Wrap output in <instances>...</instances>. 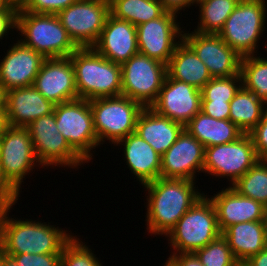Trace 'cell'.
I'll return each mask as SVG.
<instances>
[{
    "label": "cell",
    "mask_w": 267,
    "mask_h": 266,
    "mask_svg": "<svg viewBox=\"0 0 267 266\" xmlns=\"http://www.w3.org/2000/svg\"><path fill=\"white\" fill-rule=\"evenodd\" d=\"M18 266H61V253L15 254L12 256Z\"/></svg>",
    "instance_id": "37"
},
{
    "label": "cell",
    "mask_w": 267,
    "mask_h": 266,
    "mask_svg": "<svg viewBox=\"0 0 267 266\" xmlns=\"http://www.w3.org/2000/svg\"><path fill=\"white\" fill-rule=\"evenodd\" d=\"M38 161L44 166L77 168L86 163L59 132L54 112L32 121L27 126Z\"/></svg>",
    "instance_id": "13"
},
{
    "label": "cell",
    "mask_w": 267,
    "mask_h": 266,
    "mask_svg": "<svg viewBox=\"0 0 267 266\" xmlns=\"http://www.w3.org/2000/svg\"><path fill=\"white\" fill-rule=\"evenodd\" d=\"M193 180L160 177L143 185L148 191L146 219L150 234L166 236L178 220L200 199ZM195 186V187H194Z\"/></svg>",
    "instance_id": "1"
},
{
    "label": "cell",
    "mask_w": 267,
    "mask_h": 266,
    "mask_svg": "<svg viewBox=\"0 0 267 266\" xmlns=\"http://www.w3.org/2000/svg\"><path fill=\"white\" fill-rule=\"evenodd\" d=\"M7 126L6 111H0V136L4 133Z\"/></svg>",
    "instance_id": "48"
},
{
    "label": "cell",
    "mask_w": 267,
    "mask_h": 266,
    "mask_svg": "<svg viewBox=\"0 0 267 266\" xmlns=\"http://www.w3.org/2000/svg\"><path fill=\"white\" fill-rule=\"evenodd\" d=\"M20 195L5 181L0 170V209L13 206Z\"/></svg>",
    "instance_id": "41"
},
{
    "label": "cell",
    "mask_w": 267,
    "mask_h": 266,
    "mask_svg": "<svg viewBox=\"0 0 267 266\" xmlns=\"http://www.w3.org/2000/svg\"><path fill=\"white\" fill-rule=\"evenodd\" d=\"M77 0H20L18 11L57 15Z\"/></svg>",
    "instance_id": "36"
},
{
    "label": "cell",
    "mask_w": 267,
    "mask_h": 266,
    "mask_svg": "<svg viewBox=\"0 0 267 266\" xmlns=\"http://www.w3.org/2000/svg\"><path fill=\"white\" fill-rule=\"evenodd\" d=\"M204 154L205 147L184 129L161 156L160 177L195 181L197 172H203Z\"/></svg>",
    "instance_id": "17"
},
{
    "label": "cell",
    "mask_w": 267,
    "mask_h": 266,
    "mask_svg": "<svg viewBox=\"0 0 267 266\" xmlns=\"http://www.w3.org/2000/svg\"><path fill=\"white\" fill-rule=\"evenodd\" d=\"M0 266H18L16 260L0 250Z\"/></svg>",
    "instance_id": "46"
},
{
    "label": "cell",
    "mask_w": 267,
    "mask_h": 266,
    "mask_svg": "<svg viewBox=\"0 0 267 266\" xmlns=\"http://www.w3.org/2000/svg\"><path fill=\"white\" fill-rule=\"evenodd\" d=\"M20 42L45 58L69 57L79 47L70 38L55 14L18 11L17 29Z\"/></svg>",
    "instance_id": "4"
},
{
    "label": "cell",
    "mask_w": 267,
    "mask_h": 266,
    "mask_svg": "<svg viewBox=\"0 0 267 266\" xmlns=\"http://www.w3.org/2000/svg\"><path fill=\"white\" fill-rule=\"evenodd\" d=\"M201 111L215 119L228 120L230 102L202 101Z\"/></svg>",
    "instance_id": "39"
},
{
    "label": "cell",
    "mask_w": 267,
    "mask_h": 266,
    "mask_svg": "<svg viewBox=\"0 0 267 266\" xmlns=\"http://www.w3.org/2000/svg\"><path fill=\"white\" fill-rule=\"evenodd\" d=\"M54 107L33 85L7 91L6 118L10 126L27 127L32 121L51 114Z\"/></svg>",
    "instance_id": "22"
},
{
    "label": "cell",
    "mask_w": 267,
    "mask_h": 266,
    "mask_svg": "<svg viewBox=\"0 0 267 266\" xmlns=\"http://www.w3.org/2000/svg\"><path fill=\"white\" fill-rule=\"evenodd\" d=\"M78 98L92 100L120 96L121 65L99 54L93 47L78 48L70 56Z\"/></svg>",
    "instance_id": "3"
},
{
    "label": "cell",
    "mask_w": 267,
    "mask_h": 266,
    "mask_svg": "<svg viewBox=\"0 0 267 266\" xmlns=\"http://www.w3.org/2000/svg\"><path fill=\"white\" fill-rule=\"evenodd\" d=\"M240 0H204L199 6V22L194 31L203 34H218Z\"/></svg>",
    "instance_id": "30"
},
{
    "label": "cell",
    "mask_w": 267,
    "mask_h": 266,
    "mask_svg": "<svg viewBox=\"0 0 267 266\" xmlns=\"http://www.w3.org/2000/svg\"><path fill=\"white\" fill-rule=\"evenodd\" d=\"M184 129L180 123L145 107L138 116L135 132L162 156Z\"/></svg>",
    "instance_id": "24"
},
{
    "label": "cell",
    "mask_w": 267,
    "mask_h": 266,
    "mask_svg": "<svg viewBox=\"0 0 267 266\" xmlns=\"http://www.w3.org/2000/svg\"><path fill=\"white\" fill-rule=\"evenodd\" d=\"M235 266H249V264L245 261V262H237L235 264Z\"/></svg>",
    "instance_id": "49"
},
{
    "label": "cell",
    "mask_w": 267,
    "mask_h": 266,
    "mask_svg": "<svg viewBox=\"0 0 267 266\" xmlns=\"http://www.w3.org/2000/svg\"><path fill=\"white\" fill-rule=\"evenodd\" d=\"M17 13L18 12H0V39L8 36L9 30L17 29Z\"/></svg>",
    "instance_id": "42"
},
{
    "label": "cell",
    "mask_w": 267,
    "mask_h": 266,
    "mask_svg": "<svg viewBox=\"0 0 267 266\" xmlns=\"http://www.w3.org/2000/svg\"><path fill=\"white\" fill-rule=\"evenodd\" d=\"M195 254L203 266H235L238 262L222 234Z\"/></svg>",
    "instance_id": "34"
},
{
    "label": "cell",
    "mask_w": 267,
    "mask_h": 266,
    "mask_svg": "<svg viewBox=\"0 0 267 266\" xmlns=\"http://www.w3.org/2000/svg\"><path fill=\"white\" fill-rule=\"evenodd\" d=\"M249 135L253 140L259 159L267 160V110L257 126L249 132Z\"/></svg>",
    "instance_id": "38"
},
{
    "label": "cell",
    "mask_w": 267,
    "mask_h": 266,
    "mask_svg": "<svg viewBox=\"0 0 267 266\" xmlns=\"http://www.w3.org/2000/svg\"><path fill=\"white\" fill-rule=\"evenodd\" d=\"M164 266H203L195 253L172 254Z\"/></svg>",
    "instance_id": "40"
},
{
    "label": "cell",
    "mask_w": 267,
    "mask_h": 266,
    "mask_svg": "<svg viewBox=\"0 0 267 266\" xmlns=\"http://www.w3.org/2000/svg\"><path fill=\"white\" fill-rule=\"evenodd\" d=\"M259 160L251 136L244 133L233 142L206 147L203 172L226 177L232 186Z\"/></svg>",
    "instance_id": "11"
},
{
    "label": "cell",
    "mask_w": 267,
    "mask_h": 266,
    "mask_svg": "<svg viewBox=\"0 0 267 266\" xmlns=\"http://www.w3.org/2000/svg\"><path fill=\"white\" fill-rule=\"evenodd\" d=\"M89 102L99 145L105 140L115 144L134 133L138 116L144 109L140 103L123 95L96 98Z\"/></svg>",
    "instance_id": "7"
},
{
    "label": "cell",
    "mask_w": 267,
    "mask_h": 266,
    "mask_svg": "<svg viewBox=\"0 0 267 266\" xmlns=\"http://www.w3.org/2000/svg\"><path fill=\"white\" fill-rule=\"evenodd\" d=\"M185 129L205 148L233 142L244 134L229 119H215L201 110L188 122Z\"/></svg>",
    "instance_id": "27"
},
{
    "label": "cell",
    "mask_w": 267,
    "mask_h": 266,
    "mask_svg": "<svg viewBox=\"0 0 267 266\" xmlns=\"http://www.w3.org/2000/svg\"><path fill=\"white\" fill-rule=\"evenodd\" d=\"M255 55L242 57V86L267 104V59Z\"/></svg>",
    "instance_id": "31"
},
{
    "label": "cell",
    "mask_w": 267,
    "mask_h": 266,
    "mask_svg": "<svg viewBox=\"0 0 267 266\" xmlns=\"http://www.w3.org/2000/svg\"><path fill=\"white\" fill-rule=\"evenodd\" d=\"M10 208L12 206L0 209V250L10 256L61 253L63 246L74 236L49 222L13 219L8 214Z\"/></svg>",
    "instance_id": "2"
},
{
    "label": "cell",
    "mask_w": 267,
    "mask_h": 266,
    "mask_svg": "<svg viewBox=\"0 0 267 266\" xmlns=\"http://www.w3.org/2000/svg\"><path fill=\"white\" fill-rule=\"evenodd\" d=\"M201 90L166 76L159 96L151 108L184 127L201 110Z\"/></svg>",
    "instance_id": "16"
},
{
    "label": "cell",
    "mask_w": 267,
    "mask_h": 266,
    "mask_svg": "<svg viewBox=\"0 0 267 266\" xmlns=\"http://www.w3.org/2000/svg\"><path fill=\"white\" fill-rule=\"evenodd\" d=\"M167 75L200 90L212 79L206 65L183 40L167 64Z\"/></svg>",
    "instance_id": "26"
},
{
    "label": "cell",
    "mask_w": 267,
    "mask_h": 266,
    "mask_svg": "<svg viewBox=\"0 0 267 266\" xmlns=\"http://www.w3.org/2000/svg\"><path fill=\"white\" fill-rule=\"evenodd\" d=\"M73 236L61 251V266H103L92 250ZM84 243V244H83Z\"/></svg>",
    "instance_id": "35"
},
{
    "label": "cell",
    "mask_w": 267,
    "mask_h": 266,
    "mask_svg": "<svg viewBox=\"0 0 267 266\" xmlns=\"http://www.w3.org/2000/svg\"><path fill=\"white\" fill-rule=\"evenodd\" d=\"M176 19L175 13L166 11L161 17L137 26L138 52L167 65L182 40L183 30Z\"/></svg>",
    "instance_id": "14"
},
{
    "label": "cell",
    "mask_w": 267,
    "mask_h": 266,
    "mask_svg": "<svg viewBox=\"0 0 267 266\" xmlns=\"http://www.w3.org/2000/svg\"><path fill=\"white\" fill-rule=\"evenodd\" d=\"M243 86L230 101L229 120L244 133L251 132L263 118L267 106Z\"/></svg>",
    "instance_id": "28"
},
{
    "label": "cell",
    "mask_w": 267,
    "mask_h": 266,
    "mask_svg": "<svg viewBox=\"0 0 267 266\" xmlns=\"http://www.w3.org/2000/svg\"><path fill=\"white\" fill-rule=\"evenodd\" d=\"M33 86L55 105L78 99L70 57L46 58Z\"/></svg>",
    "instance_id": "18"
},
{
    "label": "cell",
    "mask_w": 267,
    "mask_h": 266,
    "mask_svg": "<svg viewBox=\"0 0 267 266\" xmlns=\"http://www.w3.org/2000/svg\"><path fill=\"white\" fill-rule=\"evenodd\" d=\"M114 145L124 146L126 165L142 186L160 178L161 155L136 132L122 138Z\"/></svg>",
    "instance_id": "23"
},
{
    "label": "cell",
    "mask_w": 267,
    "mask_h": 266,
    "mask_svg": "<svg viewBox=\"0 0 267 266\" xmlns=\"http://www.w3.org/2000/svg\"><path fill=\"white\" fill-rule=\"evenodd\" d=\"M265 2V0H240L218 33L221 39L241 57L257 53L258 41L266 28L267 2Z\"/></svg>",
    "instance_id": "6"
},
{
    "label": "cell",
    "mask_w": 267,
    "mask_h": 266,
    "mask_svg": "<svg viewBox=\"0 0 267 266\" xmlns=\"http://www.w3.org/2000/svg\"><path fill=\"white\" fill-rule=\"evenodd\" d=\"M221 233L214 205L207 194H204L178 220L166 237L170 241L168 244L174 250L172 254L195 253Z\"/></svg>",
    "instance_id": "5"
},
{
    "label": "cell",
    "mask_w": 267,
    "mask_h": 266,
    "mask_svg": "<svg viewBox=\"0 0 267 266\" xmlns=\"http://www.w3.org/2000/svg\"><path fill=\"white\" fill-rule=\"evenodd\" d=\"M167 76V65L137 53L121 64L122 92L144 108L151 107L159 96Z\"/></svg>",
    "instance_id": "9"
},
{
    "label": "cell",
    "mask_w": 267,
    "mask_h": 266,
    "mask_svg": "<svg viewBox=\"0 0 267 266\" xmlns=\"http://www.w3.org/2000/svg\"><path fill=\"white\" fill-rule=\"evenodd\" d=\"M221 234L238 262L247 261L267 246L264 221L234 224L222 231Z\"/></svg>",
    "instance_id": "25"
},
{
    "label": "cell",
    "mask_w": 267,
    "mask_h": 266,
    "mask_svg": "<svg viewBox=\"0 0 267 266\" xmlns=\"http://www.w3.org/2000/svg\"><path fill=\"white\" fill-rule=\"evenodd\" d=\"M19 2L15 0H0V12H18Z\"/></svg>",
    "instance_id": "45"
},
{
    "label": "cell",
    "mask_w": 267,
    "mask_h": 266,
    "mask_svg": "<svg viewBox=\"0 0 267 266\" xmlns=\"http://www.w3.org/2000/svg\"><path fill=\"white\" fill-rule=\"evenodd\" d=\"M264 222H265V228H266V241H267V215H266Z\"/></svg>",
    "instance_id": "50"
},
{
    "label": "cell",
    "mask_w": 267,
    "mask_h": 266,
    "mask_svg": "<svg viewBox=\"0 0 267 266\" xmlns=\"http://www.w3.org/2000/svg\"><path fill=\"white\" fill-rule=\"evenodd\" d=\"M241 87V74L212 78L201 89L202 101L230 102Z\"/></svg>",
    "instance_id": "33"
},
{
    "label": "cell",
    "mask_w": 267,
    "mask_h": 266,
    "mask_svg": "<svg viewBox=\"0 0 267 266\" xmlns=\"http://www.w3.org/2000/svg\"><path fill=\"white\" fill-rule=\"evenodd\" d=\"M195 4L199 3L200 1H204V0H193Z\"/></svg>",
    "instance_id": "52"
},
{
    "label": "cell",
    "mask_w": 267,
    "mask_h": 266,
    "mask_svg": "<svg viewBox=\"0 0 267 266\" xmlns=\"http://www.w3.org/2000/svg\"><path fill=\"white\" fill-rule=\"evenodd\" d=\"M100 1H104V2H107L108 4H110L112 0H100Z\"/></svg>",
    "instance_id": "51"
},
{
    "label": "cell",
    "mask_w": 267,
    "mask_h": 266,
    "mask_svg": "<svg viewBox=\"0 0 267 266\" xmlns=\"http://www.w3.org/2000/svg\"><path fill=\"white\" fill-rule=\"evenodd\" d=\"M182 40L206 65L212 78L240 74L242 57L218 34H203L196 31L185 33L183 31Z\"/></svg>",
    "instance_id": "15"
},
{
    "label": "cell",
    "mask_w": 267,
    "mask_h": 266,
    "mask_svg": "<svg viewBox=\"0 0 267 266\" xmlns=\"http://www.w3.org/2000/svg\"><path fill=\"white\" fill-rule=\"evenodd\" d=\"M166 10L159 0H112L110 14L139 26L161 17Z\"/></svg>",
    "instance_id": "29"
},
{
    "label": "cell",
    "mask_w": 267,
    "mask_h": 266,
    "mask_svg": "<svg viewBox=\"0 0 267 266\" xmlns=\"http://www.w3.org/2000/svg\"><path fill=\"white\" fill-rule=\"evenodd\" d=\"M232 187L267 208V160L260 159Z\"/></svg>",
    "instance_id": "32"
},
{
    "label": "cell",
    "mask_w": 267,
    "mask_h": 266,
    "mask_svg": "<svg viewBox=\"0 0 267 266\" xmlns=\"http://www.w3.org/2000/svg\"><path fill=\"white\" fill-rule=\"evenodd\" d=\"M93 48L108 60L123 64L138 53L136 26L109 14Z\"/></svg>",
    "instance_id": "20"
},
{
    "label": "cell",
    "mask_w": 267,
    "mask_h": 266,
    "mask_svg": "<svg viewBox=\"0 0 267 266\" xmlns=\"http://www.w3.org/2000/svg\"><path fill=\"white\" fill-rule=\"evenodd\" d=\"M54 115L59 132L70 147L86 162L91 150L99 145L89 100L78 98L55 105Z\"/></svg>",
    "instance_id": "8"
},
{
    "label": "cell",
    "mask_w": 267,
    "mask_h": 266,
    "mask_svg": "<svg viewBox=\"0 0 267 266\" xmlns=\"http://www.w3.org/2000/svg\"><path fill=\"white\" fill-rule=\"evenodd\" d=\"M7 90L0 83V111H6Z\"/></svg>",
    "instance_id": "47"
},
{
    "label": "cell",
    "mask_w": 267,
    "mask_h": 266,
    "mask_svg": "<svg viewBox=\"0 0 267 266\" xmlns=\"http://www.w3.org/2000/svg\"><path fill=\"white\" fill-rule=\"evenodd\" d=\"M45 59L18 39L0 61V83L7 91L33 85Z\"/></svg>",
    "instance_id": "19"
},
{
    "label": "cell",
    "mask_w": 267,
    "mask_h": 266,
    "mask_svg": "<svg viewBox=\"0 0 267 266\" xmlns=\"http://www.w3.org/2000/svg\"><path fill=\"white\" fill-rule=\"evenodd\" d=\"M167 12L180 14V10L185 11L186 8L193 6V0H159ZM186 7V8H185Z\"/></svg>",
    "instance_id": "43"
},
{
    "label": "cell",
    "mask_w": 267,
    "mask_h": 266,
    "mask_svg": "<svg viewBox=\"0 0 267 266\" xmlns=\"http://www.w3.org/2000/svg\"><path fill=\"white\" fill-rule=\"evenodd\" d=\"M249 266H267V246L246 261Z\"/></svg>",
    "instance_id": "44"
},
{
    "label": "cell",
    "mask_w": 267,
    "mask_h": 266,
    "mask_svg": "<svg viewBox=\"0 0 267 266\" xmlns=\"http://www.w3.org/2000/svg\"><path fill=\"white\" fill-rule=\"evenodd\" d=\"M110 14V4L100 0H77L57 16L79 48L93 47Z\"/></svg>",
    "instance_id": "12"
},
{
    "label": "cell",
    "mask_w": 267,
    "mask_h": 266,
    "mask_svg": "<svg viewBox=\"0 0 267 266\" xmlns=\"http://www.w3.org/2000/svg\"><path fill=\"white\" fill-rule=\"evenodd\" d=\"M217 214V222L220 231L229 226L248 222L264 221L267 208L260 202L238 193L232 186L219 191L210 197Z\"/></svg>",
    "instance_id": "21"
},
{
    "label": "cell",
    "mask_w": 267,
    "mask_h": 266,
    "mask_svg": "<svg viewBox=\"0 0 267 266\" xmlns=\"http://www.w3.org/2000/svg\"><path fill=\"white\" fill-rule=\"evenodd\" d=\"M39 165L28 128L8 125L0 137V170L5 181L19 194L23 178Z\"/></svg>",
    "instance_id": "10"
}]
</instances>
